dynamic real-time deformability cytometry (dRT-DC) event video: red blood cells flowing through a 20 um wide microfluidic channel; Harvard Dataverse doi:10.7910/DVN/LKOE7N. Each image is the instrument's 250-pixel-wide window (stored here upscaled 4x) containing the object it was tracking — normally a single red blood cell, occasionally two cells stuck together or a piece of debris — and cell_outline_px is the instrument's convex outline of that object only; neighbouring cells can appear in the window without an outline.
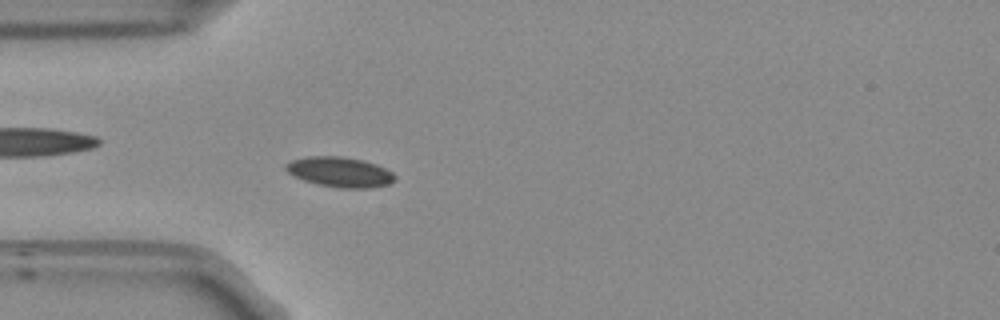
{"species": "Egyptian fruit bat (a non-hibernating species)", "species_latin": "Rousettus aegyptiacus", "temperature_condition": "room temperature", "stored_images_in_passage": 54, "camera_frame_rate_fps": 3000, "um_per_image_px": 0.085, "frame": {"image": 1, "passage_image": 15, "time_ms": 4.667, "image_size_px": [1000, 320], "cell_outline_px": [[396, 180], [388, 184], [372, 188], [340, 188], [316, 184], [304, 180], [288, 172], [284, 168], [284, 164], [292, 160], [308, 156], [340, 156], [364, 160], [376, 164], [392, 172], [396, 176]], "centroid_in_image_um": [28.9, 14.62], "position_along_channel_um": 56.1, "area_um2": 19.19}}
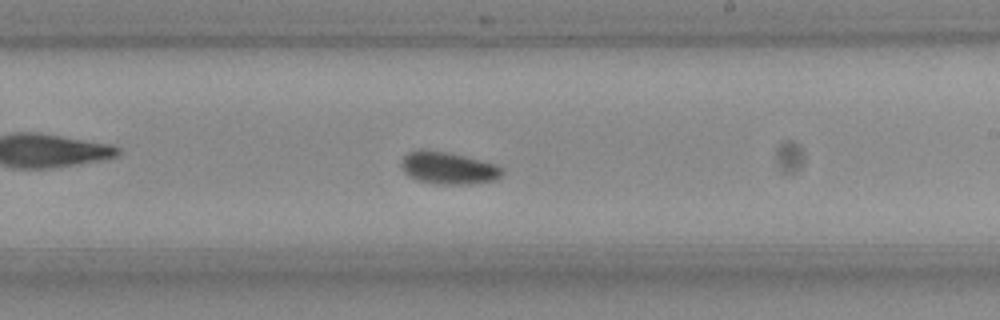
{"frame": {"image": 2, "passage_image": 31, "time_ms": 10.0, "image_size_px": [1000, 320], "cell_outline_px": [[504, 172], [496, 180], [468, 184], [436, 184], [416, 180], [408, 176], [404, 172], [400, 164], [400, 160], [408, 152], [416, 148], [420, 148], [448, 152], [496, 164], [504, 168]], "centroid_in_image_um": [38.06, 14.27], "position_along_channel_um": 250.9, "area_um2": 19.31}}
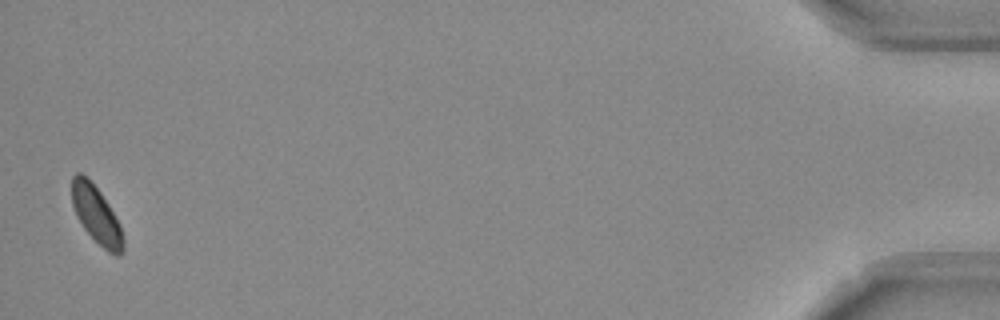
{"frame": {"image": 3, "passage_image": 53, "time_ms": 17.333, "image_size_px": [1000, 320], "cell_outline_px": [[124, 252], [120, 256], [116, 256], [108, 252], [84, 228], [76, 216], [72, 204], [72, 176], [76, 172], [80, 172], [100, 192], [108, 204], [120, 224], [124, 240]], "centroid_in_image_um": [8.21, 18.3], "position_along_channel_um": 427.0, "area_um2": 16.94}, "authors_computed_cell_mechanics": {"area_um2": 17.8602, "velocity_mm_per_s": 3.7128, "shape_relaxation_time_tau1_ms": 3.3799, "shape_relaxation_time_tau2_ms": 3.3842, "deformation_change_tau1": 0.0494, "deformation_change_tau2": 0.0528}}